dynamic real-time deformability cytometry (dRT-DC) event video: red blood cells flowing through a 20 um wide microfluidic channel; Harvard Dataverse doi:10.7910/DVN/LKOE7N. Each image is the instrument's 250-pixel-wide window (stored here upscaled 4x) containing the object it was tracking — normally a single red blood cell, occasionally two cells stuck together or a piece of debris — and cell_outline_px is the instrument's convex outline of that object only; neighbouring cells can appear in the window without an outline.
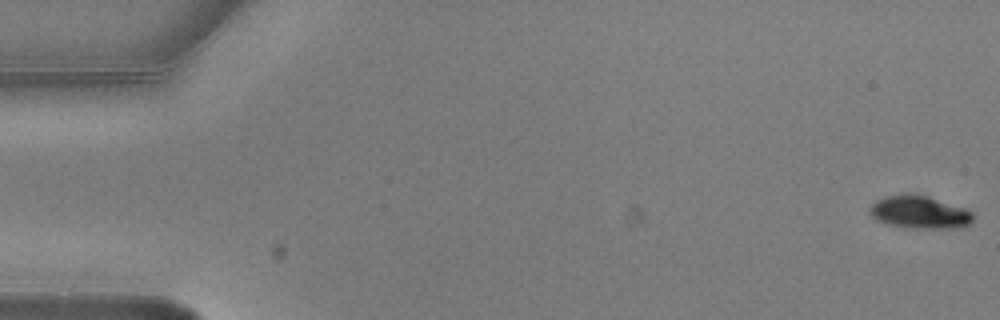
{"species": "common noctule bat (a hibernating species)", "species_latin": "Nyctalus noctula", "temperature_condition": "warm", "stored_images_in_passage": 6, "segment_of_instrument_passage": [2, 2], "camera_frame_rate_fps": 3000, "um_per_image_px": 0.085, "animal": {"sex": "male", "body_mass_g": 20.5, "forearm_length_mm": 52.5}, "frame": {"image": 1, "passage_image": 6, "time_ms": 1.667, "image_size_px": [1000, 320], "cell_outline_px": [[976, 216], [972, 224], [956, 228], [908, 228], [888, 224], [876, 220], [868, 212], [868, 208], [876, 200], [884, 196], [904, 192], [916, 192], [964, 208], [972, 212]], "centroid_in_image_um": [78.15, 18.01], "position_along_channel_um": 6.9, "area_um2": 20.35}}